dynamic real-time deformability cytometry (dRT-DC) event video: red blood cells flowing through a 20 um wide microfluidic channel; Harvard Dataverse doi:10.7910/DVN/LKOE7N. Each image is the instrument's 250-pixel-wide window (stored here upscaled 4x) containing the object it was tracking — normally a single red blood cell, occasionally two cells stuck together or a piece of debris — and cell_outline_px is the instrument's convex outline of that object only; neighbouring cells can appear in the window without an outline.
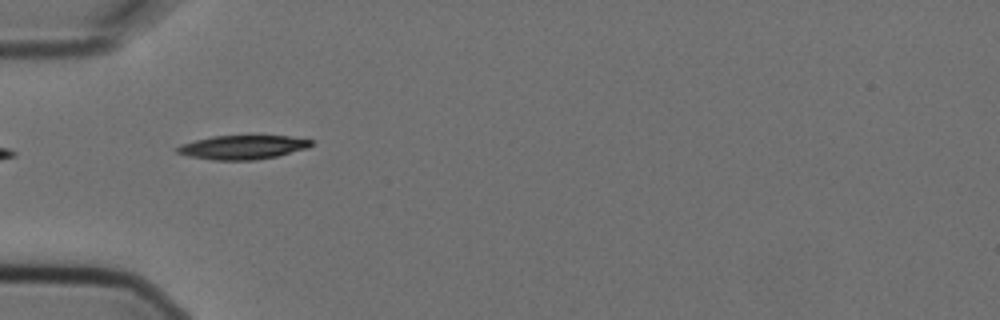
{"species": "Egyptian fruit bat (a non-hibernating species)", "species_latin": "Rousettus aegyptiacus", "temperature_condition": "cold", "stored_images_in_passage": 5, "camera_frame_rate_fps": 3000, "um_per_image_px": 0.085, "animal": {"sex": "female"}, "frame": {"image": 1, "passage_image": 4, "time_ms": 1.0, "image_size_px": [1000, 320], "cell_outline_px": [[316, 140], [308, 148], [276, 156], [256, 160], [212, 160], [188, 156], [176, 152], [172, 148], [180, 144], [212, 136], [288, 136]], "centroid_in_image_um": [20.6, 12.52], "position_along_channel_um": 64.4, "area_um2": 18.84}}
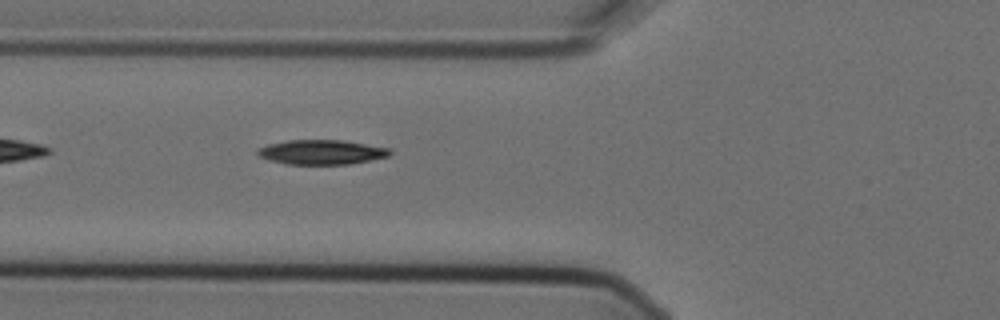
{"frame": {"image": 2, "passage_image": 5, "time_ms": 1.333, "image_size_px": [1000, 320], "cell_outline_px": [[392, 152], [388, 156], [348, 164], [288, 164], [268, 160], [260, 156], [256, 152], [256, 148], [268, 144], [288, 140], [344, 140], [392, 148]], "centroid_in_image_um": [27.32, 12.92], "position_along_channel_um": 98.5, "area_um2": 19.02}}